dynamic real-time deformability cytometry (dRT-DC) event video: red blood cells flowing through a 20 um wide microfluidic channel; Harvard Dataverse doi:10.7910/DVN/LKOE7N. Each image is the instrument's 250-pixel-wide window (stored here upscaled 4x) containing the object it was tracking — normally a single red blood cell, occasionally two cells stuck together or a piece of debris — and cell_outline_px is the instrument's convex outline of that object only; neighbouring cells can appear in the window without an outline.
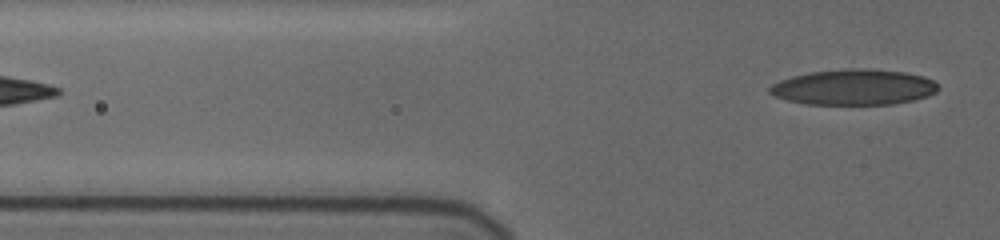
{"species": "human", "species_latin": "Homo sapiens", "temperature_condition": "cold", "stored_images_in_passage": 4, "segment_of_instrument_passage": [2, 2], "camera_frame_rate_fps": 3000, "um_per_image_px": 0.085, "donor": {"sex": "female"}, "frame": {"image": 1, "passage_image": 4, "time_ms": 2.667, "image_size_px": [1000, 240], "cell_outline_px": [[940, 88], [936, 92], [928, 96], [912, 100], [892, 104], [808, 104], [788, 100], [776, 96], [768, 92], [768, 88], [772, 84], [780, 80], [792, 76], [812, 72], [904, 72], [924, 76], [932, 80]], "centroid_in_image_um": [72.57, 7.47], "position_along_channel_um": 53.2, "area_um2": 33.29}}